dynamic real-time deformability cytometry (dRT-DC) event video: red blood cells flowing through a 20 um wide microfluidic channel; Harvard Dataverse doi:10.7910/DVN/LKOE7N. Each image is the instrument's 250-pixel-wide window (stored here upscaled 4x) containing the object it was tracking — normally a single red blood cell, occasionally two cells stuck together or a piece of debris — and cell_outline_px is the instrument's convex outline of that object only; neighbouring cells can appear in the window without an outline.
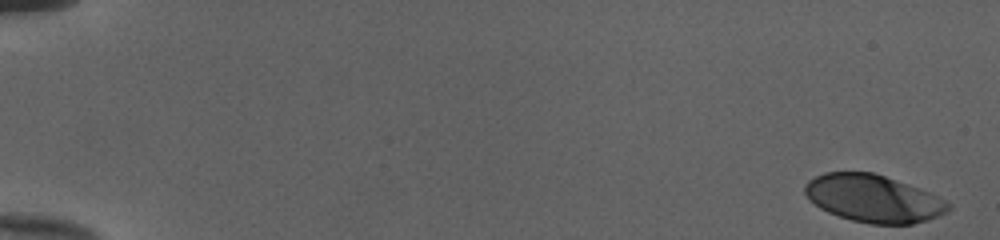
{"species": "human", "species_latin": "Homo sapiens", "temperature_condition": "cold", "stored_images_in_passage": 52, "camera_frame_rate_fps": 3000, "um_per_image_px": 0.085, "donor": {"sex": "female"}, "frame": {"image": 1, "passage_image": 1, "time_ms": 0.0, "image_size_px": [1000, 240], "cell_outline_px": [[952, 208], [948, 212], [928, 220], [912, 224], [872, 224], [852, 220], [828, 212], [820, 208], [808, 200], [804, 192], [804, 184], [808, 180], [824, 172], [872, 172], [920, 188], [952, 204]], "centroid_in_image_um": [74.23, 16.88], "position_along_channel_um": 10.8, "area_um2": 39.71}}
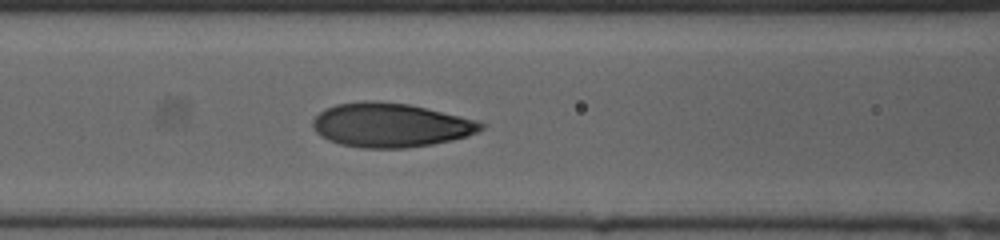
{"frame": {"image": 2, "passage_image": 24, "time_ms": 7.667, "image_size_px": [1000, 240], "cell_outline_px": [[484, 128], [468, 136], [452, 140], [432, 144], [408, 148], [360, 148], [340, 144], [328, 140], [320, 136], [312, 128], [312, 120], [324, 108], [336, 104], [364, 100], [376, 100], [408, 104], [476, 120], [484, 124]], "centroid_in_image_um": [33.14, 10.63], "position_along_channel_um": 133.5, "area_um2": 43.35}}
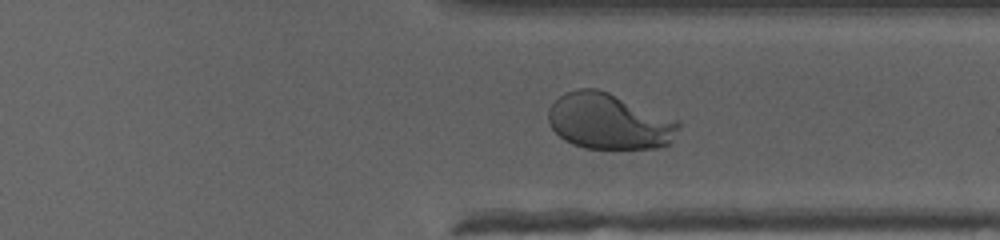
{"frame": {"image": 3, "passage_image": 41, "time_ms": 13.333, "image_size_px": [1000, 240], "cell_outline_px": [[680, 128], [668, 144], [664, 148], [584, 148], [572, 144], [564, 140], [552, 128], [548, 120], [548, 108], [560, 96], [568, 92], [580, 88], [596, 88], [608, 92], [680, 120]], "centroid_in_image_um": [51.79, 10.32], "position_along_channel_um": 359.6, "area_um2": 42.43}, "authors_computed_cell_mechanics": {"area_um2": 41.9628, "velocity_mm_per_s": 3.999, "shape_relaxation_time_tau1_ms": 4.117, "shape_relaxation_time_tau2_ms": null, "deformation_change_tau1": 0.2177, "deformation_change_tau2": null}}